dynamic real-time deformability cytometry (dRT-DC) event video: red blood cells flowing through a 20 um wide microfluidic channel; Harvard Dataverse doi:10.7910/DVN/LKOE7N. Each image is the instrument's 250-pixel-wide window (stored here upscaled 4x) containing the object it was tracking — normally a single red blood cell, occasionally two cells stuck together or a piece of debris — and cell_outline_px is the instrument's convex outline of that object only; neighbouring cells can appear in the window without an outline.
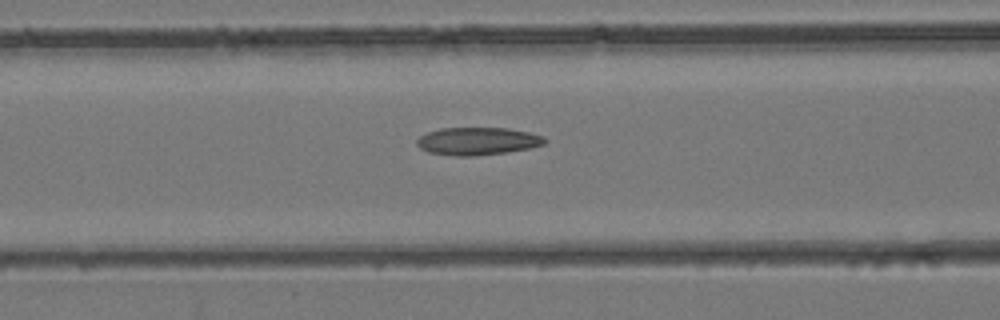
{"species": "common noctule bat (a hibernating species)", "species_latin": "Nyctalus noctula", "temperature_condition": "room temperature", "stored_images_in_passage": 26, "camera_frame_rate_fps": 3000, "um_per_image_px": 0.085, "animal": {"sex": "female", "body_mass_g": 24.6, "forearm_length_mm": 56.2}, "frame": {"image": 1, "passage_image": 11, "time_ms": 3.333, "image_size_px": [1000, 320], "cell_outline_px": [[548, 140], [544, 144], [528, 148], [508, 152], [476, 156], [456, 156], [428, 152], [420, 148], [416, 144], [416, 140], [420, 136], [428, 132], [440, 128], [508, 128], [528, 132], [544, 136]], "centroid_in_image_um": [40.59, 12.0], "position_along_channel_um": 126.0, "area_um2": 20.69}}
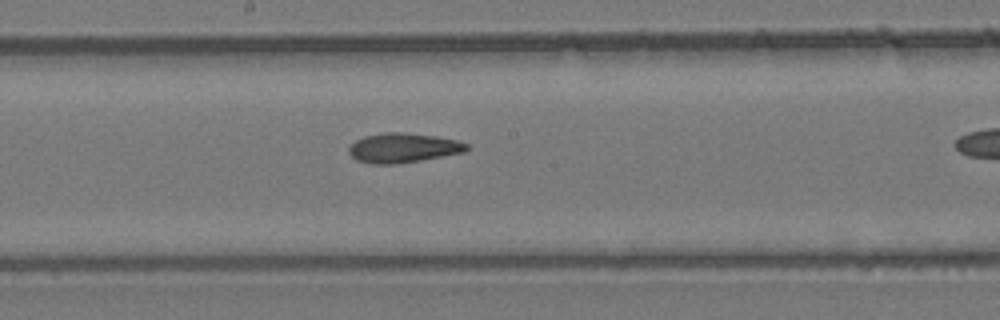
{"frame": {"image": 2, "passage_image": 16, "time_ms": 5.0, "image_size_px": [1000, 320], "cell_outline_px": [[468, 148], [464, 152], [400, 164], [372, 164], [356, 160], [348, 152], [348, 148], [356, 140], [364, 136], [388, 132], [404, 132], [436, 136], [456, 140], [468, 144]], "centroid_in_image_um": [34.25, 12.57], "position_along_channel_um": 214.0, "area_um2": 20.29}}
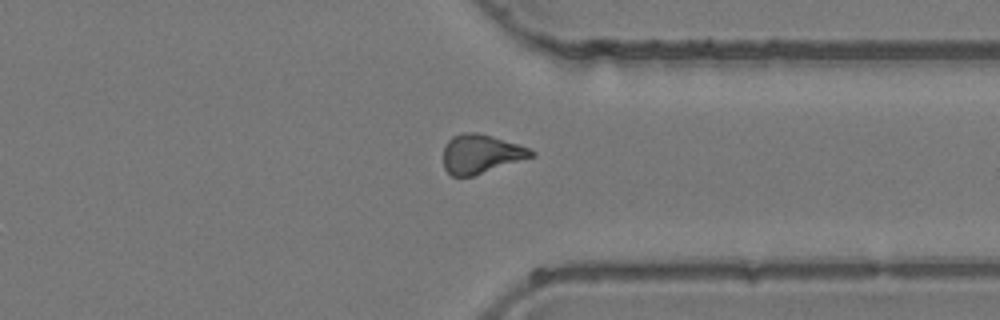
{"frame": {"image": 3, "passage_image": 25, "time_ms": 8.0, "image_size_px": [1000, 320], "cell_outline_px": [[536, 156], [472, 176], [452, 176], [444, 168], [444, 148], [448, 140], [452, 136], [464, 132], [476, 132], [492, 136], [528, 148], [536, 152]], "centroid_in_image_um": [40.88, 13.08], "position_along_channel_um": 370.5, "area_um2": 19.83}}